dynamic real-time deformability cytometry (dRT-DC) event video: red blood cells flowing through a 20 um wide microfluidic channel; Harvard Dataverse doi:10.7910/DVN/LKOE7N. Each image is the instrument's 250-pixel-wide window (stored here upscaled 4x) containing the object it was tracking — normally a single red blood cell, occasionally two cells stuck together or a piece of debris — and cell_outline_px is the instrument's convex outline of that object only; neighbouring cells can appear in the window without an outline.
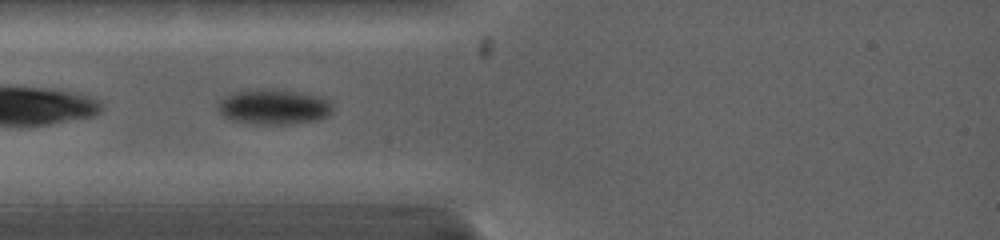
{"species": "common noctule bat (a hibernating species)", "species_latin": "Nyctalus noctula", "temperature_condition": "warm", "stored_images_in_passage": 4, "camera_frame_rate_fps": 5000, "um_per_image_px": 0.085, "animal": {"sex": "female", "body_mass_g": 19.0, "forearm_length_mm": 53.3}, "frame": {"image": 1, "passage_image": 1, "time_ms": 0.0, "image_size_px": [1000, 240], "cell_outline_px": [[332, 112], [328, 116], [316, 120], [292, 124], [260, 124], [232, 120], [224, 116], [220, 112], [220, 100], [224, 96], [232, 92], [256, 88], [272, 88], [300, 92], [316, 96], [328, 100], [332, 104]], "centroid_in_image_um": [23.28, 9.06], "position_along_channel_um": 61.7, "area_um2": 23.58}}
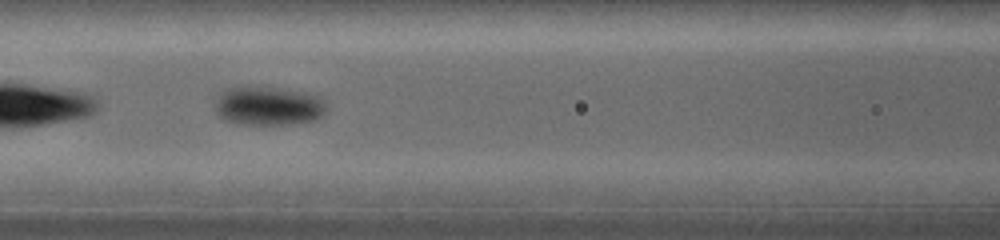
{"frame": {"image": 2, "passage_image": 3, "time_ms": 2.0, "image_size_px": [1000, 240], "cell_outline_px": [[328, 108], [316, 120], [288, 124], [236, 124], [224, 120], [216, 112], [216, 92], [224, 88], [240, 84], [260, 84], [308, 92], [320, 96], [324, 100]], "centroid_in_image_um": [22.75, 8.93], "position_along_channel_um": 143.8, "area_um2": 26.65}}